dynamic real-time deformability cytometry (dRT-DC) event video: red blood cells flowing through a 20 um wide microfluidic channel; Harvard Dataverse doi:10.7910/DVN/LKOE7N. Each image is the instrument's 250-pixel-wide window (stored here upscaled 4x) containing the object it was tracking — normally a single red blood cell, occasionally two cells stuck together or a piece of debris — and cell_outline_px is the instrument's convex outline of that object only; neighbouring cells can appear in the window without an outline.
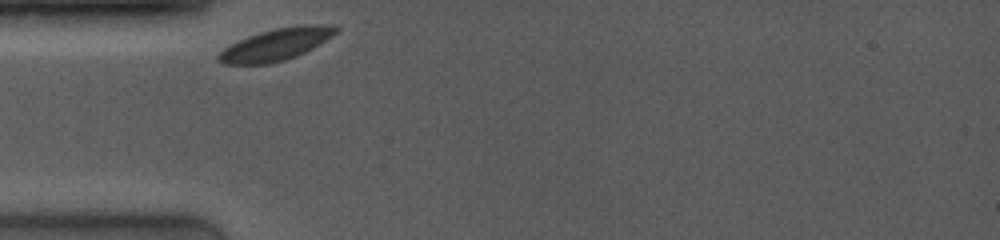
{"species": "common noctule bat (a hibernating species)", "species_latin": "Nyctalus noctula", "temperature_condition": "room temperature", "stored_images_in_passage": 14, "camera_frame_rate_fps": 4000, "um_per_image_px": 0.085, "animal": {"sex": "female", "body_mass_g": 19.0, "forearm_length_mm": 53.3}, "frame": {"image": 1, "passage_image": 1, "time_ms": 0.0, "image_size_px": [1000, 240], "cell_outline_px": [[340, 28], [332, 36], [312, 48], [296, 56], [284, 60], [268, 64], [224, 64], [216, 60], [216, 56], [224, 48], [248, 36], [260, 32], [276, 28], [300, 24], [320, 24]], "centroid_in_image_um": [23.44, 3.78], "position_along_channel_um": 61.6, "area_um2": 21.62}}
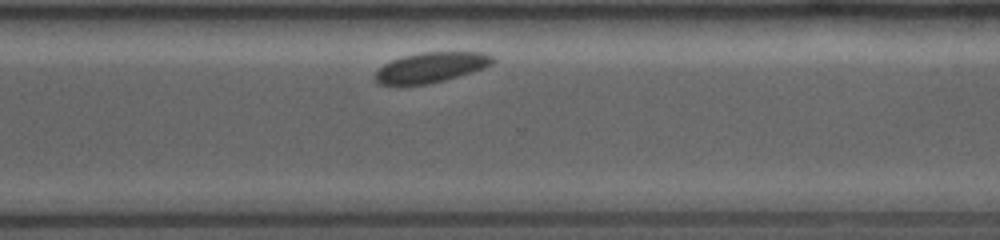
{"frame": {"image": 2, "passage_image": 12, "time_ms": 7.5, "image_size_px": [1000, 240], "cell_outline_px": [[496, 60], [492, 64], [484, 68], [472, 72], [444, 80], [428, 84], [380, 84], [376, 80], [376, 72], [384, 64], [392, 60], [404, 56], [420, 52], [484, 52], [492, 56]], "centroid_in_image_um": [36.69, 5.71], "position_along_channel_um": 333.9, "area_um2": 20.4}}
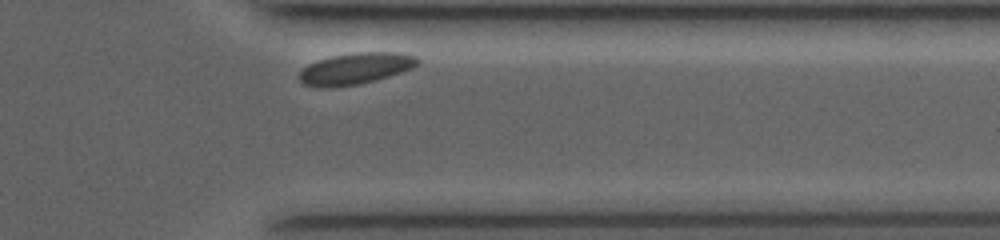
{"frame": {"image": 3, "passage_image": 14, "time_ms": 8.75, "image_size_px": [1000, 240], "cell_outline_px": [[420, 64], [412, 68], [376, 80], [356, 84], [332, 88], [328, 88], [304, 84], [300, 80], [300, 72], [308, 64], [316, 60], [332, 56], [356, 52], [400, 52], [416, 56], [420, 60]], "centroid_in_image_um": [30.25, 5.81], "position_along_channel_um": 381.2, "area_um2": 21.62}}